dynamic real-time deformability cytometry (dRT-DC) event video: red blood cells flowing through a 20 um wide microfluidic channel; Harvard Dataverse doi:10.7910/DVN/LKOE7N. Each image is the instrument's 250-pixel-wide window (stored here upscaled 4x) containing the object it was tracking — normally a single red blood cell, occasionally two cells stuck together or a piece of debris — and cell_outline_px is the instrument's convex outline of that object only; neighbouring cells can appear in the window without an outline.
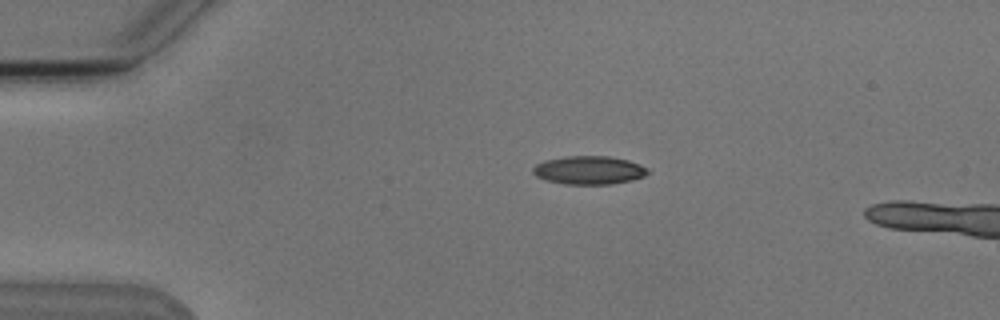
{"species": "Egyptian fruit bat (a non-hibernating species)", "species_latin": "Rousettus aegyptiacus", "temperature_condition": "cold", "stored_images_in_passage": 4, "camera_frame_rate_fps": 3000, "um_per_image_px": 0.085, "animal": {"sex": "male"}, "frame": {"image": 1, "passage_image": 2, "time_ms": 1.333, "image_size_px": [1000, 320], "cell_outline_px": [[648, 172], [644, 176], [632, 180], [612, 184], [564, 184], [548, 180], [536, 176], [532, 172], [532, 168], [536, 164], [544, 160], [564, 156], [608, 156], [628, 160], [640, 164], [648, 168]], "centroid_in_image_um": [50.06, 14.46], "position_along_channel_um": 34.9, "area_um2": 19.02}}